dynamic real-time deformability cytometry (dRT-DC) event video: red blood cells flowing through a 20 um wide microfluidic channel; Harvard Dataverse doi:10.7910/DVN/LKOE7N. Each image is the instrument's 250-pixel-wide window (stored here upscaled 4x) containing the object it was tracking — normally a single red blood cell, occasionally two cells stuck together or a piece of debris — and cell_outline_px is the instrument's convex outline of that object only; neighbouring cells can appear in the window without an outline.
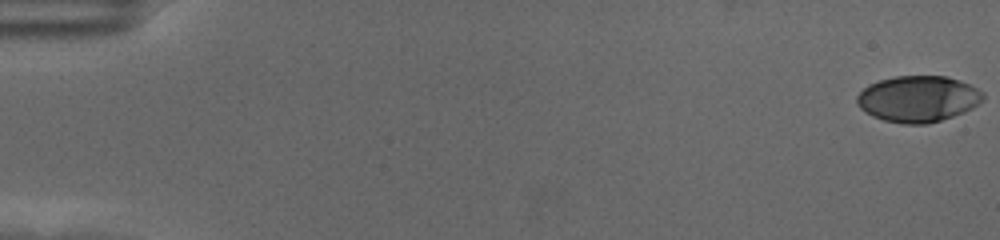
{"species": "human", "species_latin": "Homo sapiens", "temperature_condition": "cold", "stored_images_in_passage": 59, "camera_frame_rate_fps": 3000, "um_per_image_px": 0.085, "donor": {"sex": "female"}, "frame": {"image": 1, "passage_image": 1, "time_ms": 0.0, "image_size_px": [1000, 240], "cell_outline_px": [[984, 100], [972, 108], [964, 112], [928, 124], [904, 124], [884, 120], [872, 116], [860, 108], [856, 100], [856, 96], [868, 84], [880, 80], [896, 76], [948, 76], [960, 80], [984, 92]], "centroid_in_image_um": [78.04, 8.4], "position_along_channel_um": 7.0, "area_um2": 33.99}}
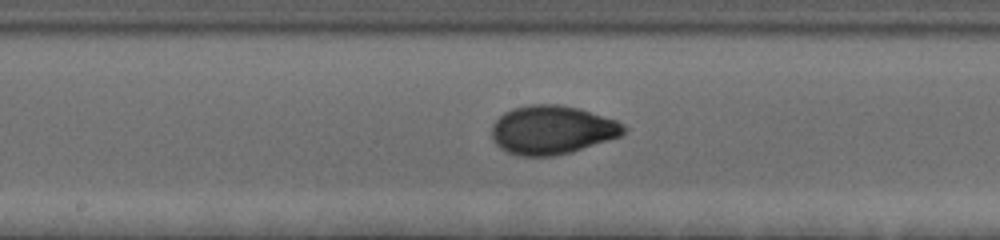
{"frame": {"image": 2, "passage_image": 32, "time_ms": 10.333, "image_size_px": [1000, 240], "cell_outline_px": [[628, 128], [620, 136], [572, 152], [552, 156], [516, 156], [500, 148], [492, 140], [492, 124], [504, 112], [512, 108], [528, 104], [560, 104], [580, 108], [616, 120], [624, 124]], "centroid_in_image_um": [46.91, 11.03], "position_along_channel_um": 201.3, "area_um2": 37.74}}
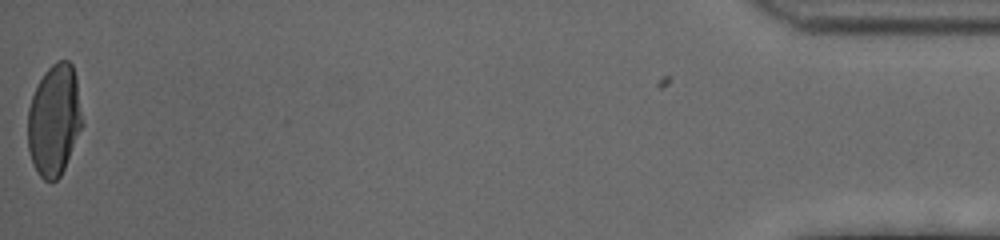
{"frame": {"image": 3, "passage_image": 59, "time_ms": 19.333, "image_size_px": [1000, 240], "cell_outline_px": [[84, 124], [64, 168], [60, 176], [56, 180], [44, 180], [40, 176], [32, 160], [28, 148], [28, 108], [32, 96], [44, 72], [56, 60], [68, 60], [72, 64], [76, 76]], "centroid_in_image_um": [4.63, 10.17], "position_along_channel_um": 430.6, "area_um2": 35.37}, "authors_computed_cell_mechanics": {"area_um2": 35.0846, "velocity_mm_per_s": 3.5311, "shape_relaxation_time_tau1_ms": 5.7114, "shape_relaxation_time_tau2_ms": null, "deformation_change_tau1": 0.2131, "deformation_change_tau2": null}}